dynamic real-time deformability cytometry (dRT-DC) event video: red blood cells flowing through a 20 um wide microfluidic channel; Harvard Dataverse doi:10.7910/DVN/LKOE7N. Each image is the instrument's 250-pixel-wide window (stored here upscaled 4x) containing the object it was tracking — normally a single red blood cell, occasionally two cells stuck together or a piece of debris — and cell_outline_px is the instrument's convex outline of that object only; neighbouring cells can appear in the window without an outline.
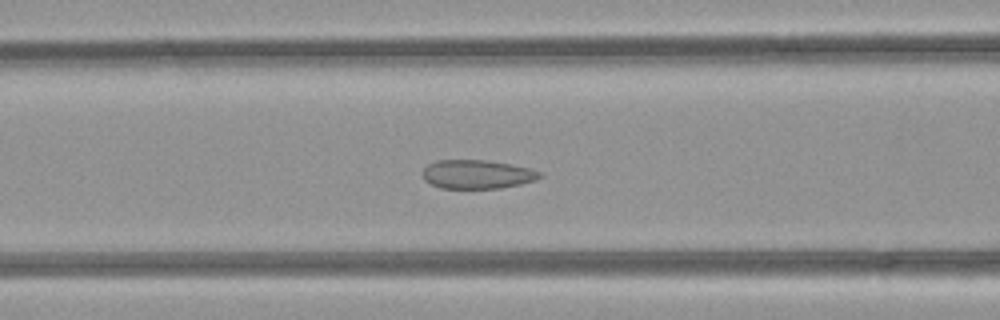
{"species": "common noctule bat (a hibernating species)", "species_latin": "Nyctalus noctula", "temperature_condition": "room temperature", "stored_images_in_passage": 34, "camera_frame_rate_fps": 3000, "um_per_image_px": 0.085, "animal": {"sex": "female", "body_mass_g": 21.9}, "frame": {"image": 1, "passage_image": 10, "time_ms": 3.0, "image_size_px": [1000, 320], "cell_outline_px": [[540, 176], [536, 180], [520, 184], [500, 188], [440, 188], [424, 180], [420, 172], [428, 164], [436, 160], [484, 160], [512, 164], [528, 168], [540, 172]], "centroid_in_image_um": [40.5, 14.81], "position_along_channel_um": 126.1, "area_um2": 19.65}}
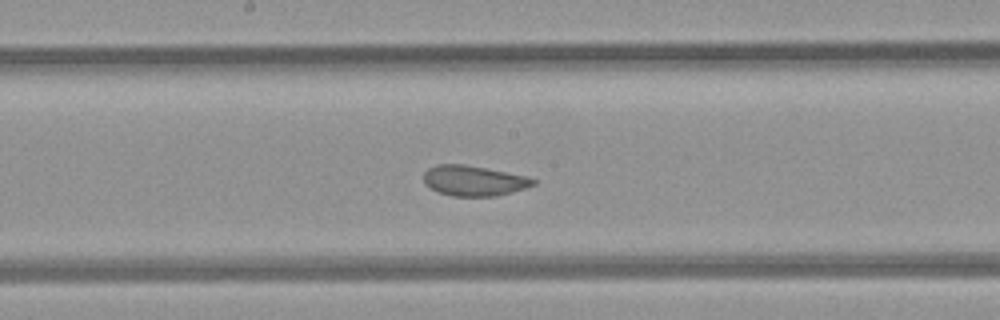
{"frame": {"image": 2, "passage_image": 16, "time_ms": 5.0, "image_size_px": [1000, 320], "cell_outline_px": [[536, 184], [512, 192], [496, 196], [452, 196], [436, 192], [424, 184], [424, 172], [428, 168], [436, 164], [464, 164], [528, 176], [536, 180]], "centroid_in_image_um": [40.25, 15.36], "position_along_channel_um": 208.0, "area_um2": 19.48}}
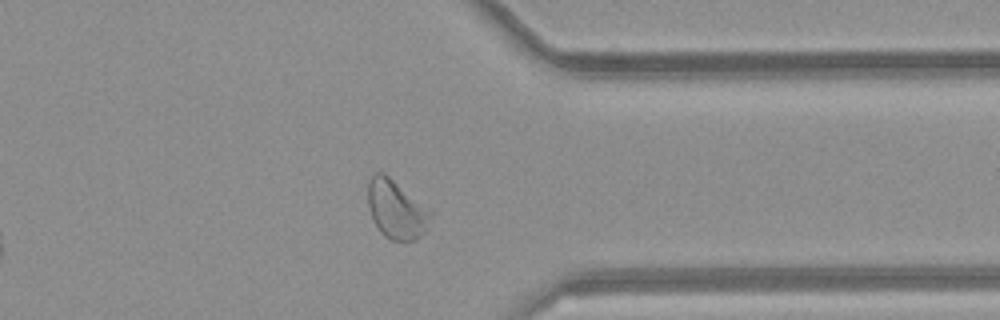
{"frame": {"image": 3, "passage_image": 29, "time_ms": 9.333, "image_size_px": [1000, 320], "cell_outline_px": [[432, 216], [428, 228], [420, 236], [412, 240], [392, 240], [384, 236], [380, 232], [368, 208], [368, 180], [372, 172], [384, 172], [432, 212]], "centroid_in_image_um": [33.66, 17.78], "position_along_channel_um": 377.7, "area_um2": 21.27}, "authors_computed_cell_mechanics": {"area_um2": 20.4323, "velocity_mm_per_s": 4.0791, "shape_relaxation_time_tau1_ms": null, "shape_relaxation_time_tau2_ms": 1.1159, "deformation_change_tau1": null, "deformation_change_tau2": 0.0451}}